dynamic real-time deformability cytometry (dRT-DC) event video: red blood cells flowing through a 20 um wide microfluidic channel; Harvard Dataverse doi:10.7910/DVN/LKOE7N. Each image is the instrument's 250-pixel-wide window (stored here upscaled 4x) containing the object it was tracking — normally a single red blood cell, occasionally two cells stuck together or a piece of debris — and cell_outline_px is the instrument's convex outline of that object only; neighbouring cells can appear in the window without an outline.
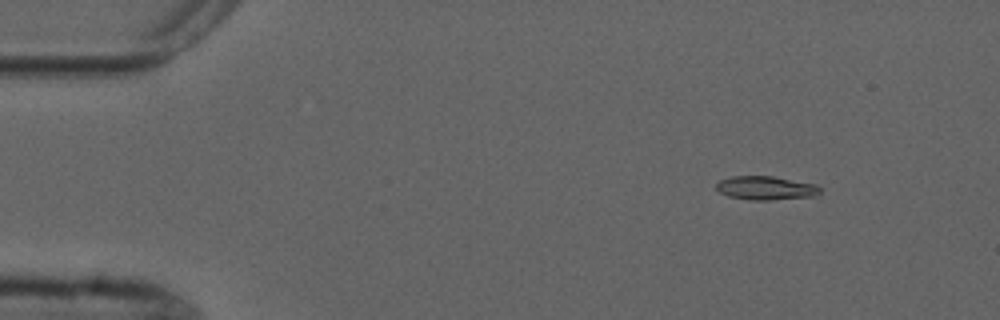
{"species": "common noctule bat (a hibernating species)", "species_latin": "Nyctalus noctula", "temperature_condition": "cold", "stored_images_in_passage": 7, "camera_frame_rate_fps": 3000, "um_per_image_px": 0.085, "animal": {"sex": "male", "forearm_length_mm": 52.5}, "frame": {"image": 1, "passage_image": 1, "time_ms": 0.0, "image_size_px": [1000, 320], "cell_outline_px": [[820, 192], [812, 196], [768, 200], [748, 200], [728, 196], [720, 192], [716, 188], [716, 184], [720, 180], [732, 176], [772, 176], [816, 184], [820, 188]], "centroid_in_image_um": [65.06, 15.98], "position_along_channel_um": 19.9, "area_um2": 14.22}}
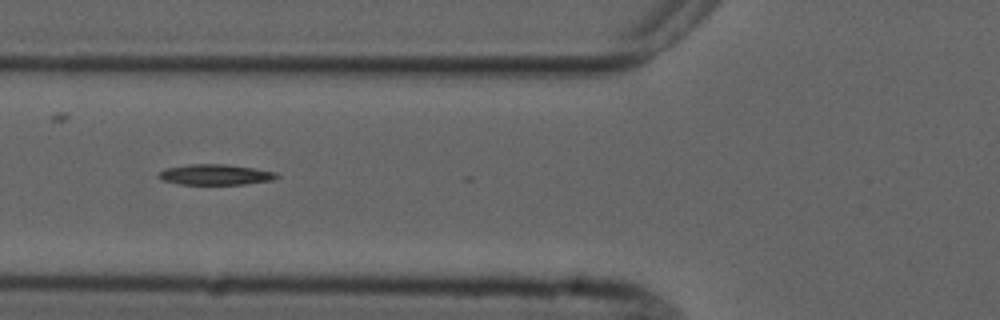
{"frame": {"image": 2, "passage_image": 5, "time_ms": 4.667, "image_size_px": [1000, 320], "cell_outline_px": [[280, 176], [272, 180], [244, 184], [180, 184], [160, 180], [156, 176], [164, 168], [188, 164], [228, 164], [276, 172]], "centroid_in_image_um": [18.26, 14.84], "position_along_channel_um": 107.5, "area_um2": 14.22}}
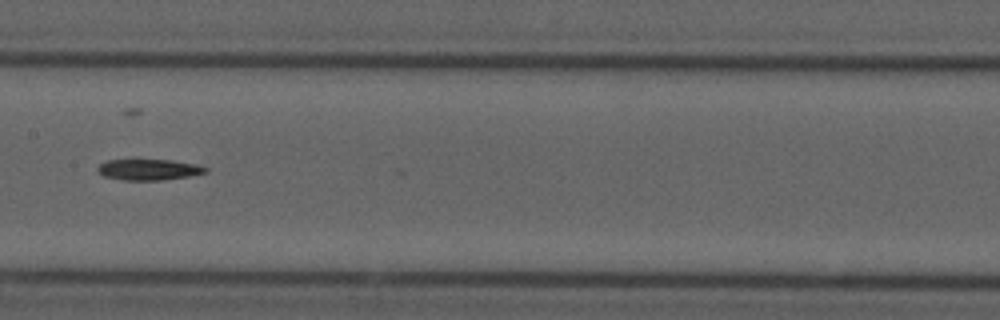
{"frame": {"image": 3, "passage_image": 7, "time_ms": 7.0, "image_size_px": [1000, 320], "cell_outline_px": [[208, 172], [188, 176], [160, 180], [124, 180], [104, 176], [96, 168], [100, 164], [108, 160], [172, 160], [196, 164], [208, 168]], "centroid_in_image_um": [12.66, 14.41], "position_along_channel_um": 194.7, "area_um2": 13.01}}